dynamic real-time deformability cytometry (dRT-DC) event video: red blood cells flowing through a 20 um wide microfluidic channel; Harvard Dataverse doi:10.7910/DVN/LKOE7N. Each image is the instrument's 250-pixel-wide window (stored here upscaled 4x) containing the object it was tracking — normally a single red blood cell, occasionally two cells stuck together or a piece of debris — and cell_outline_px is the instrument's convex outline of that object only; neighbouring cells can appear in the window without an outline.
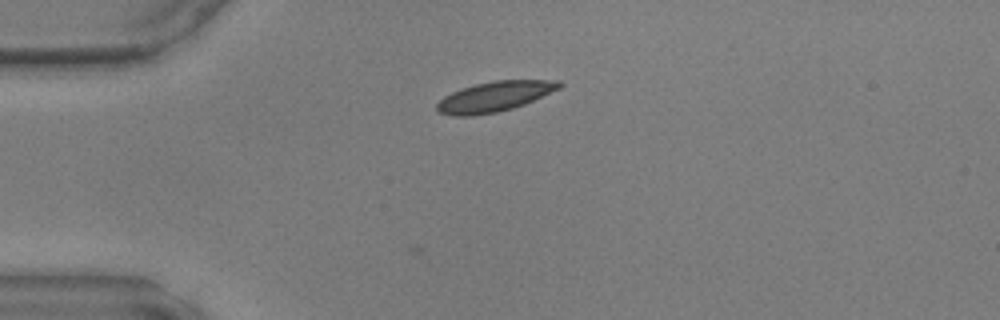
{"species": "common noctule bat (a hibernating species)", "species_latin": "Nyctalus noctula", "temperature_condition": "warm", "stored_images_in_passage": 4, "camera_frame_rate_fps": 3000, "um_per_image_px": 0.085, "animal": {"sex": "male", "body_mass_g": 17.9, "forearm_length_mm": 54.2}, "frame": {"image": 1, "passage_image": 1, "time_ms": 0.0, "image_size_px": [1000, 320], "cell_outline_px": [[564, 84], [560, 88], [524, 104], [512, 108], [496, 112], [472, 116], [456, 116], [436, 112], [436, 104], [444, 96], [460, 88], [476, 84], [496, 80], [560, 80]], "centroid_in_image_um": [42.02, 8.2], "position_along_channel_um": 43.0, "area_um2": 21.44}}